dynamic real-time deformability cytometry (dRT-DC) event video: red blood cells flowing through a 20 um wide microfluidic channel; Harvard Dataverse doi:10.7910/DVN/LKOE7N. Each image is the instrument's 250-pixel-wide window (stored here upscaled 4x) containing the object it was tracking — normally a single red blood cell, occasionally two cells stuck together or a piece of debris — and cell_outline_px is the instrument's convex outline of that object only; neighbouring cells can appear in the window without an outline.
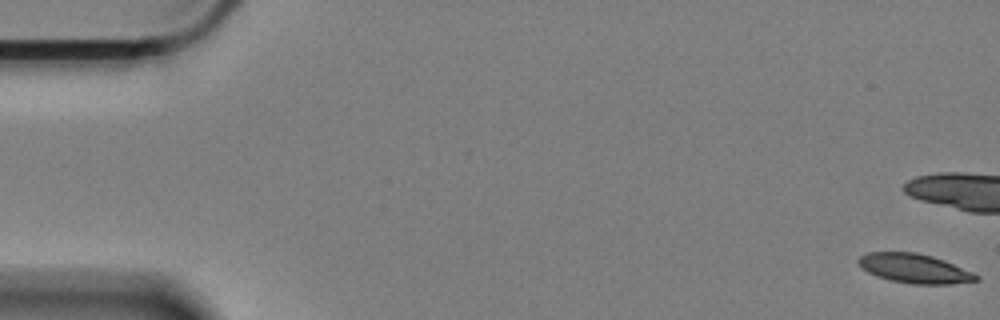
{"species": "Egyptian fruit bat (a non-hibernating species)", "species_latin": "Rousettus aegyptiacus", "temperature_condition": "cold", "stored_images_in_passage": 12, "camera_frame_rate_fps": 3000, "um_per_image_px": 0.085, "animal": {"sex": "female"}, "frame": {"image": 1, "passage_image": 1, "time_ms": 0.0, "image_size_px": [1000, 320], "cell_outline_px": [[980, 280], [952, 284], [912, 284], [892, 280], [876, 276], [868, 272], [856, 260], [860, 256], [868, 252], [916, 252], [932, 256], [944, 260], [972, 272], [980, 276]], "centroid_in_image_um": [77.75, 22.82], "position_along_channel_um": 7.2, "area_um2": 20.0}}